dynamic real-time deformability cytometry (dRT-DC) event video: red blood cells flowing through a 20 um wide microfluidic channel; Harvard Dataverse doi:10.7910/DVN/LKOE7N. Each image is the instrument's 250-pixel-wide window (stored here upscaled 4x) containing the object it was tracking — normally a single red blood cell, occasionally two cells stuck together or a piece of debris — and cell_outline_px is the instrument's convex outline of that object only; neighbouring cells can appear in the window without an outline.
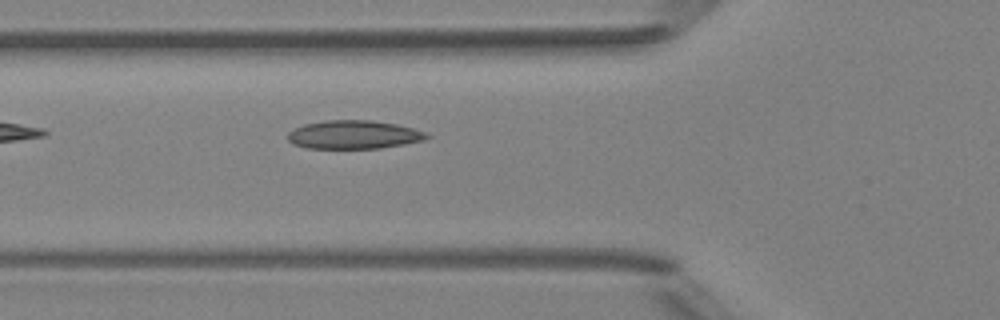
{"species": "Egyptian fruit bat (a non-hibernating species)", "species_latin": "Rousettus aegyptiacus", "temperature_condition": "room temperature", "stored_images_in_passage": 2, "camera_frame_rate_fps": 3000, "um_per_image_px": 0.085, "animal": {"sex": "female"}, "frame": {"image": 1, "passage_image": 2, "time_ms": 1.333, "image_size_px": [1000, 320], "cell_outline_px": [[432, 136], [424, 140], [404, 144], [380, 148], [308, 148], [292, 144], [288, 140], [288, 132], [292, 128], [304, 124], [324, 120], [372, 120], [396, 124], [428, 132]], "centroid_in_image_um": [30.07, 11.44], "position_along_channel_um": 95.7, "area_um2": 23.24}}